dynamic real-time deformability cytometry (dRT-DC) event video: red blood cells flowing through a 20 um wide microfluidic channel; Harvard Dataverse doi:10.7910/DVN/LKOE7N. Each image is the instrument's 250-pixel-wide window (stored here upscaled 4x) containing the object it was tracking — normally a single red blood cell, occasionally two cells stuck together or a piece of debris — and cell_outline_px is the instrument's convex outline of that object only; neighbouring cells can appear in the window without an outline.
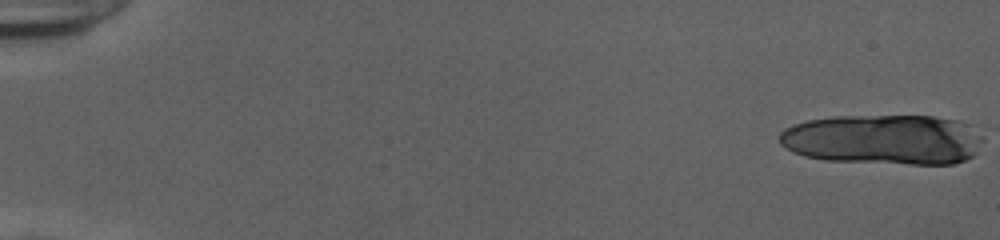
{"species": "human", "species_latin": "Homo sapiens", "temperature_condition": "cold", "stored_images_in_passage": 19, "camera_frame_rate_fps": 3000, "um_per_image_px": 0.085, "donor": {"sex": "female"}, "frame": {"image": 1, "passage_image": 1, "time_ms": 0.0, "image_size_px": [1000, 240], "cell_outline_px": [[984, 140], [976, 152], [972, 156], [964, 160], [952, 164], [908, 164], [828, 160], [804, 156], [792, 152], [784, 148], [780, 144], [780, 132], [784, 128], [792, 124], [808, 120], [836, 116], [932, 116], [960, 120], [976, 124], [984, 128]], "centroid_in_image_um": [75.2, 11.84], "position_along_channel_um": 9.8, "area_um2": 60.75}}